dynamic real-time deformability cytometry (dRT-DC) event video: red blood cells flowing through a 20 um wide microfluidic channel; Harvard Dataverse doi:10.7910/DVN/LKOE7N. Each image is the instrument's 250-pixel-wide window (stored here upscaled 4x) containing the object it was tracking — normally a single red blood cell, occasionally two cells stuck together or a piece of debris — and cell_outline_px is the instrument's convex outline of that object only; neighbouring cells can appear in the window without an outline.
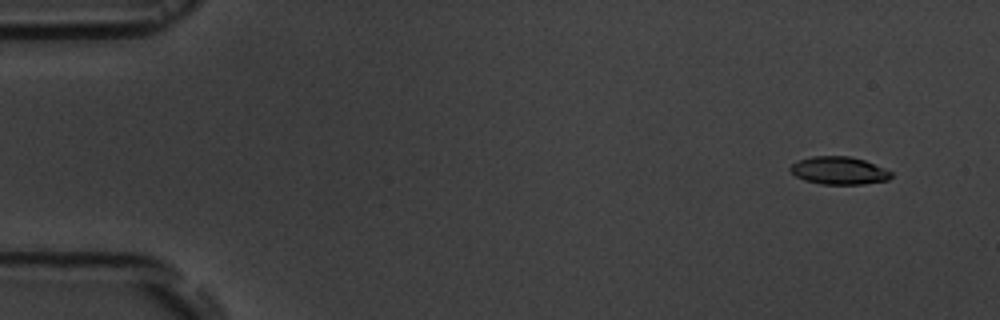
{"species": "common noctule bat (a hibernating species)", "species_latin": "Nyctalus noctula", "temperature_condition": "room temperature", "stored_images_in_passage": 5, "camera_frame_rate_fps": 3000, "um_per_image_px": 0.085, "animal": {"sex": "male", "body_mass_g": 19.5, "forearm_length_mm": 54.6}, "frame": {"image": 1, "passage_image": 2, "time_ms": 1.333, "image_size_px": [1000, 320], "cell_outline_px": [[892, 176], [888, 180], [864, 184], [820, 184], [804, 180], [796, 176], [788, 168], [792, 164], [800, 160], [812, 156], [848, 156], [864, 160], [884, 168], [892, 172]], "centroid_in_image_um": [71.31, 14.5], "position_along_channel_um": 13.7, "area_um2": 16.24}}